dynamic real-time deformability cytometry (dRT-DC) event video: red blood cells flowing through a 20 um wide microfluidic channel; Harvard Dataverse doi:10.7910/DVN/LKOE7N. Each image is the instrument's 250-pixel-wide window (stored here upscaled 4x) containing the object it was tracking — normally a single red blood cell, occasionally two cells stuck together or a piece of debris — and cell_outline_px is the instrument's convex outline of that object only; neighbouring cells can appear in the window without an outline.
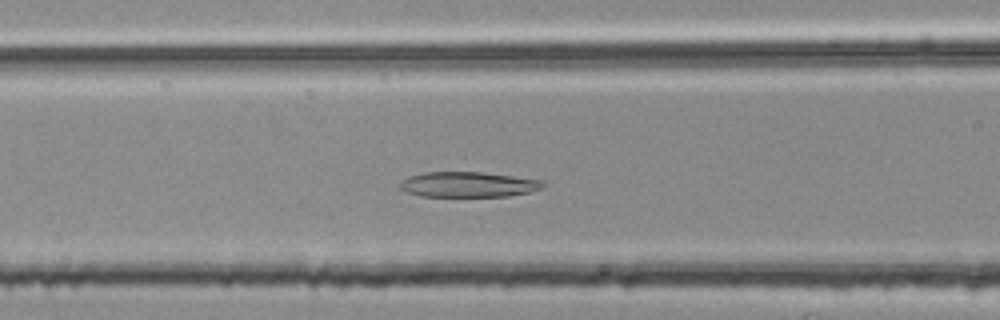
{"species": "common noctule bat (a hibernating species)", "species_latin": "Nyctalus noctula", "temperature_condition": "room temperature", "stored_images_in_passage": 48, "camera_frame_rate_fps": 3000, "um_per_image_px": 0.085, "animal": {"sex": "female", "body_mass_g": 25.1}, "frame": {"image": 1, "passage_image": 19, "time_ms": 6.0, "image_size_px": [1000, 320], "cell_outline_px": [[548, 184], [544, 188], [528, 192], [508, 196], [420, 196], [404, 192], [400, 188], [400, 184], [408, 176], [424, 172], [484, 172], [540, 180]], "centroid_in_image_um": [39.8, 15.68], "position_along_channel_um": 126.8, "area_um2": 21.1}}
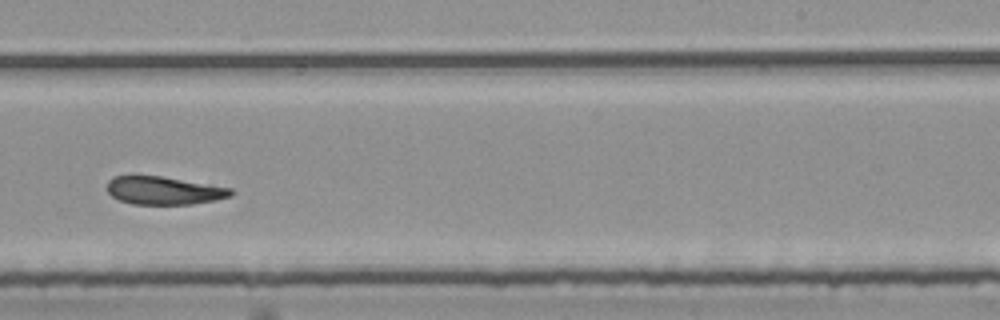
{"frame": {"image": 2, "passage_image": 31, "time_ms": 10.0, "image_size_px": [1000, 320], "cell_outline_px": [[236, 192], [232, 196], [216, 200], [192, 204], [132, 204], [120, 200], [112, 196], [108, 192], [108, 180], [112, 176], [160, 176], [232, 188]], "centroid_in_image_um": [13.97, 16.2], "position_along_channel_um": 275.0, "area_um2": 20.17}}
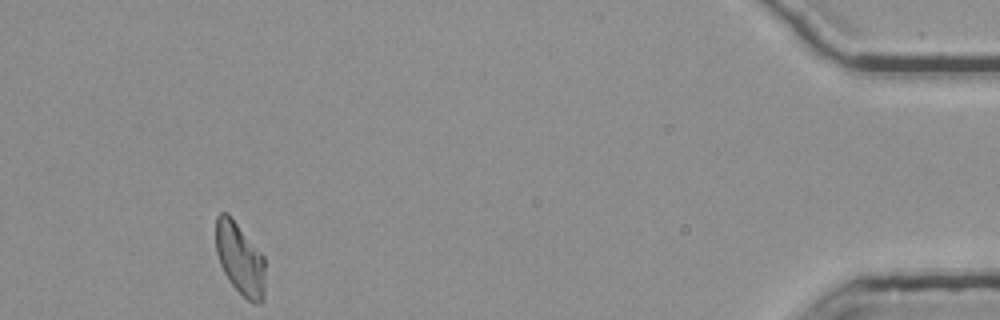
{"frame": {"image": 3, "passage_image": 48, "time_ms": 15.667, "image_size_px": [1000, 320], "cell_outline_px": [[264, 300], [260, 304], [252, 304], [228, 280], [220, 264], [216, 252], [216, 216], [220, 212], [228, 212], [264, 256]], "centroid_in_image_um": [20.4, 21.99], "position_along_channel_um": 414.8, "area_um2": 20.81}, "authors_computed_cell_mechanics": {"area_um2": 21.5883, "velocity_mm_per_s": 3.7198, "shape_relaxation_time_tau1_ms": 10.0004, "shape_relaxation_time_tau2_ms": 3.0281, "deformation_change_tau1": 0.2105, "deformation_change_tau2": 0.1116}}